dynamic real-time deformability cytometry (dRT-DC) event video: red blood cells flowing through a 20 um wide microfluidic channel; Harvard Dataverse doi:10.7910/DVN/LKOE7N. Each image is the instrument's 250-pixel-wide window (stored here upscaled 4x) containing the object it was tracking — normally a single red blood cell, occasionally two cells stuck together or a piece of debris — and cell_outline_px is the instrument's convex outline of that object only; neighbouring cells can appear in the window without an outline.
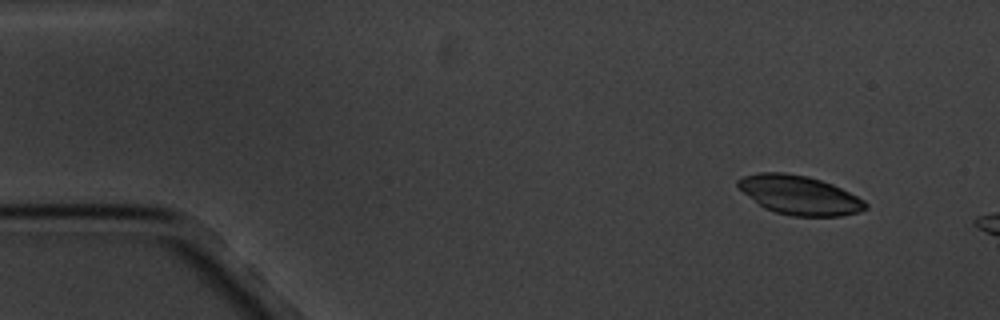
{"species": "common noctule bat (a hibernating species)", "species_latin": "Nyctalus noctula", "temperature_condition": "cold", "stored_images_in_passage": 4, "camera_frame_rate_fps": 3000, "um_per_image_px": 0.085, "animal": {"sex": "male", "body_mass_g": 20.1, "forearm_length_mm": 53.5}, "frame": {"image": 1, "passage_image": 1, "time_ms": 0.0, "image_size_px": [1000, 320], "cell_outline_px": [[868, 208], [860, 212], [840, 216], [792, 216], [776, 212], [764, 208], [744, 192], [736, 184], [736, 180], [744, 176], [760, 172], [784, 172], [808, 176], [832, 184], [864, 200], [868, 204]], "centroid_in_image_um": [67.96, 16.58], "position_along_channel_um": 17.0, "area_um2": 28.84}}